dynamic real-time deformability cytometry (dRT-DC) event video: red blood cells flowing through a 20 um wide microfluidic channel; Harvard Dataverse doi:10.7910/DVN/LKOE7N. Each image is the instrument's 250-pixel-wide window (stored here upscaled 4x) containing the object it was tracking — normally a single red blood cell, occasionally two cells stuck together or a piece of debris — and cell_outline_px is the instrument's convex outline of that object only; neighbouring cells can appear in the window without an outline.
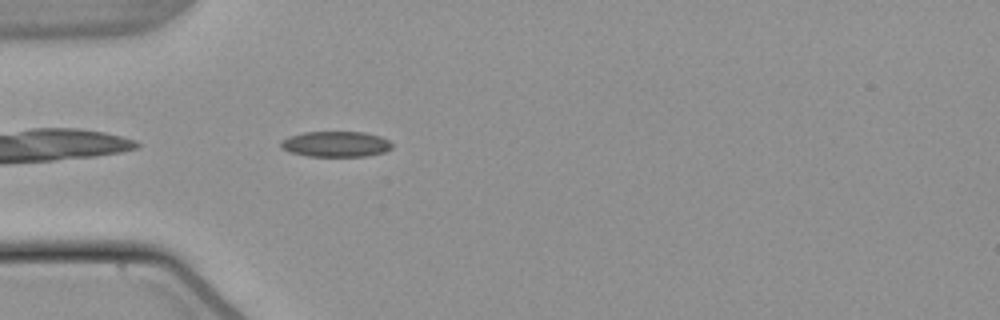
{"species": "common noctule bat (a hibernating species)", "species_latin": "Nyctalus noctula", "temperature_condition": "warm", "stored_images_in_passage": 39, "camera_frame_rate_fps": 3000, "um_per_image_px": 0.085, "animal": {"sex": "male", "body_mass_g": 21.5, "forearm_length_mm": 52.0}, "frame": {"image": 1, "passage_image": 2, "time_ms": 0.333, "image_size_px": [1000, 320], "cell_outline_px": [[392, 148], [384, 152], [368, 156], [308, 156], [292, 152], [280, 148], [280, 144], [284, 140], [292, 136], [304, 132], [364, 132], [380, 136], [388, 140], [392, 144]], "centroid_in_image_um": [28.59, 12.25], "position_along_channel_um": 56.4, "area_um2": 16.42}}
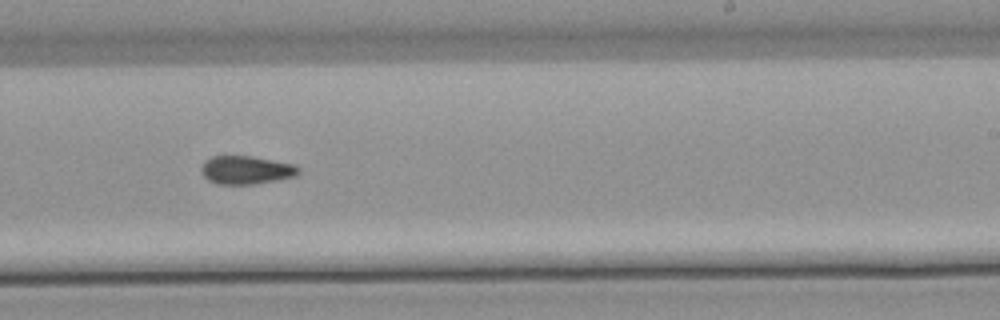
{"frame": {"image": 2, "passage_image": 19, "time_ms": 6.0, "image_size_px": [1000, 320], "cell_outline_px": [[300, 172], [296, 176], [276, 180], [252, 184], [216, 184], [208, 180], [200, 172], [200, 168], [204, 160], [212, 156], [252, 156], [296, 164], [300, 168]], "centroid_in_image_um": [20.92, 14.44], "position_along_channel_um": 268.1, "area_um2": 16.24}}
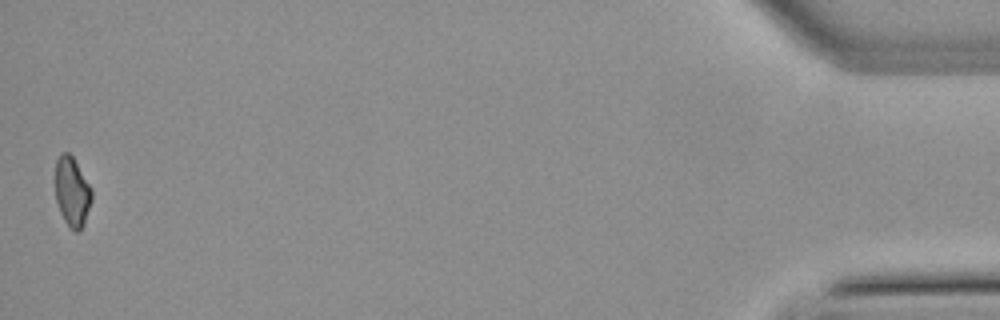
{"frame": {"image": 3, "passage_image": 39, "time_ms": 12.667, "image_size_px": [1000, 320], "cell_outline_px": [[92, 200], [84, 224], [76, 232], [64, 220], [60, 212], [56, 200], [56, 160], [60, 152], [68, 152], [72, 156], [92, 188]], "centroid_in_image_um": [6.14, 16.27], "position_along_channel_um": 429.1, "area_um2": 14.62}, "authors_computed_cell_mechanics": {"area_um2": 16.2418, "velocity_mm_per_s": 3.8435, "shape_relaxation_time_tau1_ms": 8.6453, "shape_relaxation_time_tau2_ms": 5.487, "deformation_change_tau1": 0.1653, "deformation_change_tau2": 0.1077}}